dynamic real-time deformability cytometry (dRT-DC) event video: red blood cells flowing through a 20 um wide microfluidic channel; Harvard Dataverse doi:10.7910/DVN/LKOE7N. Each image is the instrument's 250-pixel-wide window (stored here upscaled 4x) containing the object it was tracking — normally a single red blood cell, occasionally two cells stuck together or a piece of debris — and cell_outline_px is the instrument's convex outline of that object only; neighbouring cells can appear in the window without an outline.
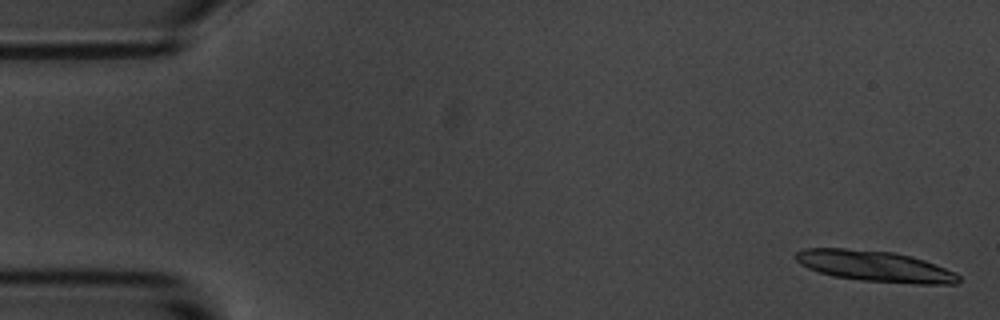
{"species": "common noctule bat (a hibernating species)", "species_latin": "Nyctalus noctula", "temperature_condition": "room temperature", "stored_images_in_passage": 4, "camera_frame_rate_fps": 3000, "um_per_image_px": 0.085, "animal": {"sex": "male", "body_mass_g": 20.1, "forearm_length_mm": 53.5}, "frame": {"image": 1, "passage_image": 1, "time_ms": 0.0, "image_size_px": [1000, 320], "cell_outline_px": [[960, 284], [916, 284], [864, 280], [836, 276], [820, 272], [808, 268], [800, 264], [796, 260], [796, 252], [804, 248], [844, 248], [892, 252], [912, 256], [924, 260], [956, 272], [960, 276]], "centroid_in_image_um": [74.41, 22.62], "position_along_channel_um": 10.6, "area_um2": 29.19}}